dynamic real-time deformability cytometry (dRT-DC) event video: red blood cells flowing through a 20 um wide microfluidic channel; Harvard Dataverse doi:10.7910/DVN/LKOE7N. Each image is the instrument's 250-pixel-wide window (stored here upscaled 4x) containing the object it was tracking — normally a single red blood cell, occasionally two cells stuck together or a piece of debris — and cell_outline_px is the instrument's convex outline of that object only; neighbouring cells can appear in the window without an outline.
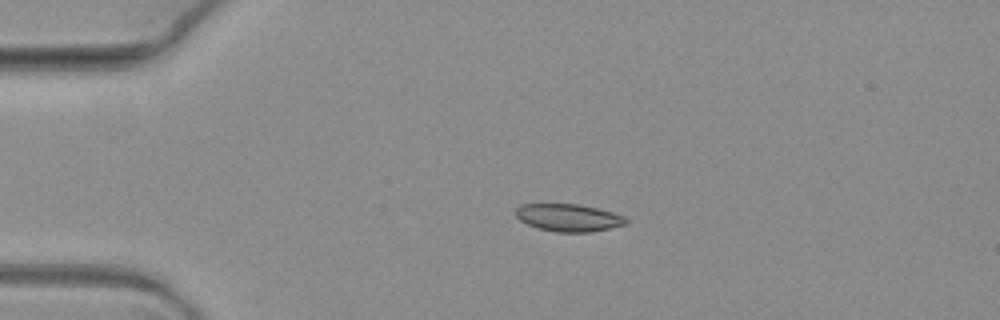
{"species": "common noctule bat (a hibernating species)", "species_latin": "Nyctalus noctula", "temperature_condition": "warm", "stored_images_in_passage": 12, "camera_frame_rate_fps": 3000, "um_per_image_px": 0.085, "animal": {"sex": "female", "body_mass_g": 19.3, "forearm_length_mm": 54.1}, "frame": {"image": 1, "passage_image": 4, "time_ms": 1.0, "image_size_px": [1000, 320], "cell_outline_px": [[628, 220], [624, 224], [592, 232], [556, 232], [540, 228], [528, 224], [520, 220], [516, 216], [516, 208], [520, 204], [580, 204], [612, 212], [624, 216]], "centroid_in_image_um": [48.31, 18.49], "position_along_channel_um": 36.7, "area_um2": 17.46}}
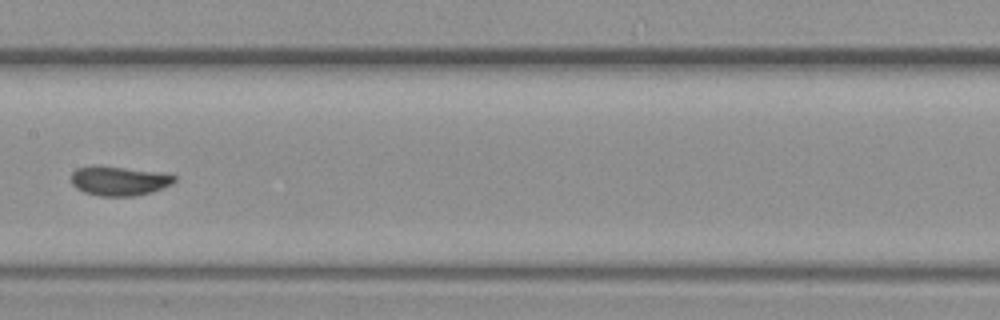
{"frame": {"image": 2, "passage_image": 9, "time_ms": 2.667, "image_size_px": [1000, 320], "cell_outline_px": [[176, 180], [172, 184], [152, 192], [132, 196], [100, 196], [84, 192], [76, 188], [72, 184], [72, 172], [76, 168], [92, 164], [160, 172], [176, 176]], "centroid_in_image_um": [10.09, 15.36], "position_along_channel_um": 197.3, "area_um2": 17.8}}
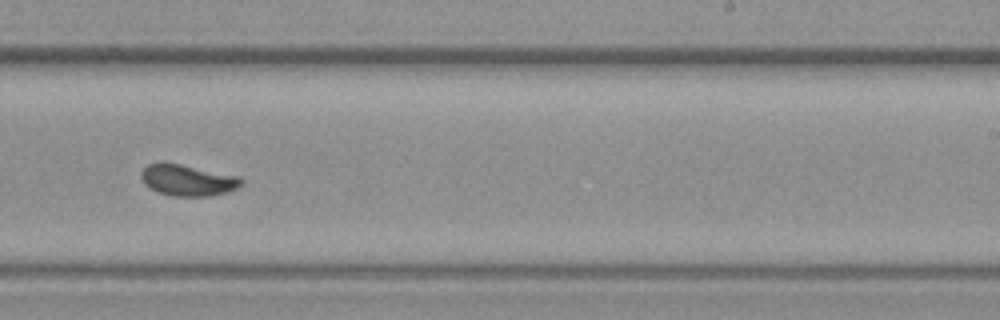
{"frame": {"image": 3, "passage_image": 11, "time_ms": 3.333, "image_size_px": [1000, 320], "cell_outline_px": [[244, 184], [228, 192], [212, 196], [172, 196], [160, 192], [144, 184], [140, 176], [140, 172], [148, 164], [164, 160], [240, 176], [244, 180]], "centroid_in_image_um": [15.97, 15.28], "position_along_channel_um": 273.0, "area_um2": 18.73}}